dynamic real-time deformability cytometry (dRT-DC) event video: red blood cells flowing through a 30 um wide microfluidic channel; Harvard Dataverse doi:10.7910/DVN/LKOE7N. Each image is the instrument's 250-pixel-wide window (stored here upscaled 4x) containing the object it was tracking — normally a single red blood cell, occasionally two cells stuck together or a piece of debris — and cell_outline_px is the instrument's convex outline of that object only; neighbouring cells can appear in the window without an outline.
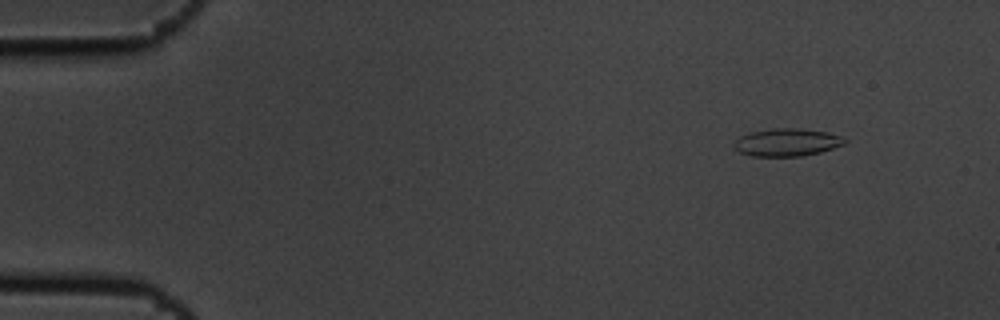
{"species": "common noctule bat (a hibernating species)", "species_latin": "Nyctalus noctula", "temperature_condition": "cold", "stored_images_in_passage": 4, "camera_frame_rate_fps": 3000, "um_per_image_px": 0.085, "animal": {"sex": "male", "body_mass_g": 19.5, "forearm_length_mm": 54.6}, "frame": {"image": 1, "passage_image": 2, "time_ms": 0.333, "image_size_px": [1000, 320], "cell_outline_px": [[848, 140], [844, 144], [820, 152], [804, 156], [752, 156], [740, 152], [732, 148], [732, 144], [740, 136], [748, 132], [772, 128], [796, 128], [828, 132], [844, 136]], "centroid_in_image_um": [66.88, 12.09], "position_along_channel_um": 18.1, "area_um2": 18.09}}